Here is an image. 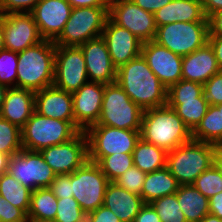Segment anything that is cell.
Returning a JSON list of instances; mask_svg holds the SVG:
<instances>
[{
	"label": "cell",
	"mask_w": 222,
	"mask_h": 222,
	"mask_svg": "<svg viewBox=\"0 0 222 222\" xmlns=\"http://www.w3.org/2000/svg\"><path fill=\"white\" fill-rule=\"evenodd\" d=\"M116 82L141 109L167 105L166 88L142 55L117 69Z\"/></svg>",
	"instance_id": "obj_1"
},
{
	"label": "cell",
	"mask_w": 222,
	"mask_h": 222,
	"mask_svg": "<svg viewBox=\"0 0 222 222\" xmlns=\"http://www.w3.org/2000/svg\"><path fill=\"white\" fill-rule=\"evenodd\" d=\"M140 138L170 152L192 140V132L168 105L143 111Z\"/></svg>",
	"instance_id": "obj_2"
},
{
	"label": "cell",
	"mask_w": 222,
	"mask_h": 222,
	"mask_svg": "<svg viewBox=\"0 0 222 222\" xmlns=\"http://www.w3.org/2000/svg\"><path fill=\"white\" fill-rule=\"evenodd\" d=\"M56 45L51 40L18 52L16 88L34 92L54 83Z\"/></svg>",
	"instance_id": "obj_3"
},
{
	"label": "cell",
	"mask_w": 222,
	"mask_h": 222,
	"mask_svg": "<svg viewBox=\"0 0 222 222\" xmlns=\"http://www.w3.org/2000/svg\"><path fill=\"white\" fill-rule=\"evenodd\" d=\"M216 146L191 140L167 152L166 167L180 185L192 184L214 164Z\"/></svg>",
	"instance_id": "obj_4"
},
{
	"label": "cell",
	"mask_w": 222,
	"mask_h": 222,
	"mask_svg": "<svg viewBox=\"0 0 222 222\" xmlns=\"http://www.w3.org/2000/svg\"><path fill=\"white\" fill-rule=\"evenodd\" d=\"M81 130L75 121L48 118L35 110L21 128L23 149L40 151L44 148L63 144L76 137Z\"/></svg>",
	"instance_id": "obj_5"
},
{
	"label": "cell",
	"mask_w": 222,
	"mask_h": 222,
	"mask_svg": "<svg viewBox=\"0 0 222 222\" xmlns=\"http://www.w3.org/2000/svg\"><path fill=\"white\" fill-rule=\"evenodd\" d=\"M143 111L117 82L104 84L101 115L97 124L126 130H140Z\"/></svg>",
	"instance_id": "obj_6"
},
{
	"label": "cell",
	"mask_w": 222,
	"mask_h": 222,
	"mask_svg": "<svg viewBox=\"0 0 222 222\" xmlns=\"http://www.w3.org/2000/svg\"><path fill=\"white\" fill-rule=\"evenodd\" d=\"M109 7L72 8L61 34L53 41L56 46H80L102 36Z\"/></svg>",
	"instance_id": "obj_7"
},
{
	"label": "cell",
	"mask_w": 222,
	"mask_h": 222,
	"mask_svg": "<svg viewBox=\"0 0 222 222\" xmlns=\"http://www.w3.org/2000/svg\"><path fill=\"white\" fill-rule=\"evenodd\" d=\"M88 139V160L98 163L115 153L132 154L140 140V130H126L95 124L85 131Z\"/></svg>",
	"instance_id": "obj_8"
},
{
	"label": "cell",
	"mask_w": 222,
	"mask_h": 222,
	"mask_svg": "<svg viewBox=\"0 0 222 222\" xmlns=\"http://www.w3.org/2000/svg\"><path fill=\"white\" fill-rule=\"evenodd\" d=\"M208 22H175L157 27L153 41L185 56L208 42Z\"/></svg>",
	"instance_id": "obj_9"
},
{
	"label": "cell",
	"mask_w": 222,
	"mask_h": 222,
	"mask_svg": "<svg viewBox=\"0 0 222 222\" xmlns=\"http://www.w3.org/2000/svg\"><path fill=\"white\" fill-rule=\"evenodd\" d=\"M108 183L99 165L89 160L71 173L73 197L86 214L103 205Z\"/></svg>",
	"instance_id": "obj_10"
},
{
	"label": "cell",
	"mask_w": 222,
	"mask_h": 222,
	"mask_svg": "<svg viewBox=\"0 0 222 222\" xmlns=\"http://www.w3.org/2000/svg\"><path fill=\"white\" fill-rule=\"evenodd\" d=\"M7 172L32 191L49 188L56 173L44 161L39 151L22 149L10 157Z\"/></svg>",
	"instance_id": "obj_11"
},
{
	"label": "cell",
	"mask_w": 222,
	"mask_h": 222,
	"mask_svg": "<svg viewBox=\"0 0 222 222\" xmlns=\"http://www.w3.org/2000/svg\"><path fill=\"white\" fill-rule=\"evenodd\" d=\"M88 81L85 59L80 46H56L53 85L74 93Z\"/></svg>",
	"instance_id": "obj_12"
},
{
	"label": "cell",
	"mask_w": 222,
	"mask_h": 222,
	"mask_svg": "<svg viewBox=\"0 0 222 222\" xmlns=\"http://www.w3.org/2000/svg\"><path fill=\"white\" fill-rule=\"evenodd\" d=\"M108 18L126 28L142 42L153 41L156 35L154 13L143 10L131 0H110Z\"/></svg>",
	"instance_id": "obj_13"
},
{
	"label": "cell",
	"mask_w": 222,
	"mask_h": 222,
	"mask_svg": "<svg viewBox=\"0 0 222 222\" xmlns=\"http://www.w3.org/2000/svg\"><path fill=\"white\" fill-rule=\"evenodd\" d=\"M56 175L71 174L88 160V139L81 131L68 142L39 151Z\"/></svg>",
	"instance_id": "obj_14"
},
{
	"label": "cell",
	"mask_w": 222,
	"mask_h": 222,
	"mask_svg": "<svg viewBox=\"0 0 222 222\" xmlns=\"http://www.w3.org/2000/svg\"><path fill=\"white\" fill-rule=\"evenodd\" d=\"M4 27V49L20 52L44 39L31 13L2 14Z\"/></svg>",
	"instance_id": "obj_15"
},
{
	"label": "cell",
	"mask_w": 222,
	"mask_h": 222,
	"mask_svg": "<svg viewBox=\"0 0 222 222\" xmlns=\"http://www.w3.org/2000/svg\"><path fill=\"white\" fill-rule=\"evenodd\" d=\"M141 55L166 88L182 79L183 56L158 45L155 41L143 42Z\"/></svg>",
	"instance_id": "obj_16"
},
{
	"label": "cell",
	"mask_w": 222,
	"mask_h": 222,
	"mask_svg": "<svg viewBox=\"0 0 222 222\" xmlns=\"http://www.w3.org/2000/svg\"><path fill=\"white\" fill-rule=\"evenodd\" d=\"M103 96L104 84L93 81L86 82L72 93L75 124L81 131L97 124L101 115Z\"/></svg>",
	"instance_id": "obj_17"
},
{
	"label": "cell",
	"mask_w": 222,
	"mask_h": 222,
	"mask_svg": "<svg viewBox=\"0 0 222 222\" xmlns=\"http://www.w3.org/2000/svg\"><path fill=\"white\" fill-rule=\"evenodd\" d=\"M113 65L118 69L141 55L142 41L109 18L102 32Z\"/></svg>",
	"instance_id": "obj_18"
},
{
	"label": "cell",
	"mask_w": 222,
	"mask_h": 222,
	"mask_svg": "<svg viewBox=\"0 0 222 222\" xmlns=\"http://www.w3.org/2000/svg\"><path fill=\"white\" fill-rule=\"evenodd\" d=\"M85 59L88 80L110 84L116 82L117 68L110 58L107 44L102 36L80 45Z\"/></svg>",
	"instance_id": "obj_19"
},
{
	"label": "cell",
	"mask_w": 222,
	"mask_h": 222,
	"mask_svg": "<svg viewBox=\"0 0 222 222\" xmlns=\"http://www.w3.org/2000/svg\"><path fill=\"white\" fill-rule=\"evenodd\" d=\"M72 6L66 0H41L31 14L44 40L54 41L70 17Z\"/></svg>",
	"instance_id": "obj_20"
},
{
	"label": "cell",
	"mask_w": 222,
	"mask_h": 222,
	"mask_svg": "<svg viewBox=\"0 0 222 222\" xmlns=\"http://www.w3.org/2000/svg\"><path fill=\"white\" fill-rule=\"evenodd\" d=\"M34 110L48 118L75 121L72 93L54 85L35 92Z\"/></svg>",
	"instance_id": "obj_21"
},
{
	"label": "cell",
	"mask_w": 222,
	"mask_h": 222,
	"mask_svg": "<svg viewBox=\"0 0 222 222\" xmlns=\"http://www.w3.org/2000/svg\"><path fill=\"white\" fill-rule=\"evenodd\" d=\"M215 53L209 42L182 58V79L204 85L220 72Z\"/></svg>",
	"instance_id": "obj_22"
},
{
	"label": "cell",
	"mask_w": 222,
	"mask_h": 222,
	"mask_svg": "<svg viewBox=\"0 0 222 222\" xmlns=\"http://www.w3.org/2000/svg\"><path fill=\"white\" fill-rule=\"evenodd\" d=\"M35 92L11 87L5 94L0 117L22 128L34 112Z\"/></svg>",
	"instance_id": "obj_23"
},
{
	"label": "cell",
	"mask_w": 222,
	"mask_h": 222,
	"mask_svg": "<svg viewBox=\"0 0 222 222\" xmlns=\"http://www.w3.org/2000/svg\"><path fill=\"white\" fill-rule=\"evenodd\" d=\"M144 204L140 195L123 189L115 182L108 183L103 205L110 209L121 222H134Z\"/></svg>",
	"instance_id": "obj_24"
},
{
	"label": "cell",
	"mask_w": 222,
	"mask_h": 222,
	"mask_svg": "<svg viewBox=\"0 0 222 222\" xmlns=\"http://www.w3.org/2000/svg\"><path fill=\"white\" fill-rule=\"evenodd\" d=\"M156 26L175 22H208L201 0H172L154 13Z\"/></svg>",
	"instance_id": "obj_25"
},
{
	"label": "cell",
	"mask_w": 222,
	"mask_h": 222,
	"mask_svg": "<svg viewBox=\"0 0 222 222\" xmlns=\"http://www.w3.org/2000/svg\"><path fill=\"white\" fill-rule=\"evenodd\" d=\"M179 186L177 179L165 167L146 174L140 196L144 203H151L155 199L175 194Z\"/></svg>",
	"instance_id": "obj_26"
},
{
	"label": "cell",
	"mask_w": 222,
	"mask_h": 222,
	"mask_svg": "<svg viewBox=\"0 0 222 222\" xmlns=\"http://www.w3.org/2000/svg\"><path fill=\"white\" fill-rule=\"evenodd\" d=\"M176 196L187 222H199L209 214V199L192 184L180 185Z\"/></svg>",
	"instance_id": "obj_27"
},
{
	"label": "cell",
	"mask_w": 222,
	"mask_h": 222,
	"mask_svg": "<svg viewBox=\"0 0 222 222\" xmlns=\"http://www.w3.org/2000/svg\"><path fill=\"white\" fill-rule=\"evenodd\" d=\"M192 140L222 145V103L209 105L205 116L192 131Z\"/></svg>",
	"instance_id": "obj_28"
},
{
	"label": "cell",
	"mask_w": 222,
	"mask_h": 222,
	"mask_svg": "<svg viewBox=\"0 0 222 222\" xmlns=\"http://www.w3.org/2000/svg\"><path fill=\"white\" fill-rule=\"evenodd\" d=\"M57 197L49 188H38L31 192L29 222H53L57 213Z\"/></svg>",
	"instance_id": "obj_29"
},
{
	"label": "cell",
	"mask_w": 222,
	"mask_h": 222,
	"mask_svg": "<svg viewBox=\"0 0 222 222\" xmlns=\"http://www.w3.org/2000/svg\"><path fill=\"white\" fill-rule=\"evenodd\" d=\"M133 165L148 174L166 167L167 152L141 138L133 150Z\"/></svg>",
	"instance_id": "obj_30"
},
{
	"label": "cell",
	"mask_w": 222,
	"mask_h": 222,
	"mask_svg": "<svg viewBox=\"0 0 222 222\" xmlns=\"http://www.w3.org/2000/svg\"><path fill=\"white\" fill-rule=\"evenodd\" d=\"M167 105L177 113L191 132L200 123L209 107L203 97L189 100H167Z\"/></svg>",
	"instance_id": "obj_31"
},
{
	"label": "cell",
	"mask_w": 222,
	"mask_h": 222,
	"mask_svg": "<svg viewBox=\"0 0 222 222\" xmlns=\"http://www.w3.org/2000/svg\"><path fill=\"white\" fill-rule=\"evenodd\" d=\"M32 190L23 186L8 172L0 175V194L13 206L28 214Z\"/></svg>",
	"instance_id": "obj_32"
},
{
	"label": "cell",
	"mask_w": 222,
	"mask_h": 222,
	"mask_svg": "<svg viewBox=\"0 0 222 222\" xmlns=\"http://www.w3.org/2000/svg\"><path fill=\"white\" fill-rule=\"evenodd\" d=\"M22 149L21 128L0 117V152L11 157Z\"/></svg>",
	"instance_id": "obj_33"
},
{
	"label": "cell",
	"mask_w": 222,
	"mask_h": 222,
	"mask_svg": "<svg viewBox=\"0 0 222 222\" xmlns=\"http://www.w3.org/2000/svg\"><path fill=\"white\" fill-rule=\"evenodd\" d=\"M109 182H114L127 169L133 166V155L127 153H115L103 157L98 163Z\"/></svg>",
	"instance_id": "obj_34"
},
{
	"label": "cell",
	"mask_w": 222,
	"mask_h": 222,
	"mask_svg": "<svg viewBox=\"0 0 222 222\" xmlns=\"http://www.w3.org/2000/svg\"><path fill=\"white\" fill-rule=\"evenodd\" d=\"M150 204L155 209L161 222H187L178 203L176 193L155 199Z\"/></svg>",
	"instance_id": "obj_35"
},
{
	"label": "cell",
	"mask_w": 222,
	"mask_h": 222,
	"mask_svg": "<svg viewBox=\"0 0 222 222\" xmlns=\"http://www.w3.org/2000/svg\"><path fill=\"white\" fill-rule=\"evenodd\" d=\"M208 199L222 192V174L213 164L203 171L192 183Z\"/></svg>",
	"instance_id": "obj_36"
},
{
	"label": "cell",
	"mask_w": 222,
	"mask_h": 222,
	"mask_svg": "<svg viewBox=\"0 0 222 222\" xmlns=\"http://www.w3.org/2000/svg\"><path fill=\"white\" fill-rule=\"evenodd\" d=\"M57 213L53 222H85L86 213L74 197L57 200Z\"/></svg>",
	"instance_id": "obj_37"
},
{
	"label": "cell",
	"mask_w": 222,
	"mask_h": 222,
	"mask_svg": "<svg viewBox=\"0 0 222 222\" xmlns=\"http://www.w3.org/2000/svg\"><path fill=\"white\" fill-rule=\"evenodd\" d=\"M18 52L0 50V84L16 87Z\"/></svg>",
	"instance_id": "obj_38"
},
{
	"label": "cell",
	"mask_w": 222,
	"mask_h": 222,
	"mask_svg": "<svg viewBox=\"0 0 222 222\" xmlns=\"http://www.w3.org/2000/svg\"><path fill=\"white\" fill-rule=\"evenodd\" d=\"M203 89L202 84L181 79L168 88L167 100H189L202 97Z\"/></svg>",
	"instance_id": "obj_39"
},
{
	"label": "cell",
	"mask_w": 222,
	"mask_h": 222,
	"mask_svg": "<svg viewBox=\"0 0 222 222\" xmlns=\"http://www.w3.org/2000/svg\"><path fill=\"white\" fill-rule=\"evenodd\" d=\"M145 177L146 173H144L139 168L133 165L131 168L127 169L120 177H118V179H116L114 182L123 189L140 195Z\"/></svg>",
	"instance_id": "obj_40"
},
{
	"label": "cell",
	"mask_w": 222,
	"mask_h": 222,
	"mask_svg": "<svg viewBox=\"0 0 222 222\" xmlns=\"http://www.w3.org/2000/svg\"><path fill=\"white\" fill-rule=\"evenodd\" d=\"M203 86L202 97L209 105L222 103V70L213 75Z\"/></svg>",
	"instance_id": "obj_41"
},
{
	"label": "cell",
	"mask_w": 222,
	"mask_h": 222,
	"mask_svg": "<svg viewBox=\"0 0 222 222\" xmlns=\"http://www.w3.org/2000/svg\"><path fill=\"white\" fill-rule=\"evenodd\" d=\"M0 222H29L27 214L0 194Z\"/></svg>",
	"instance_id": "obj_42"
},
{
	"label": "cell",
	"mask_w": 222,
	"mask_h": 222,
	"mask_svg": "<svg viewBox=\"0 0 222 222\" xmlns=\"http://www.w3.org/2000/svg\"><path fill=\"white\" fill-rule=\"evenodd\" d=\"M41 0H0V14L31 13Z\"/></svg>",
	"instance_id": "obj_43"
},
{
	"label": "cell",
	"mask_w": 222,
	"mask_h": 222,
	"mask_svg": "<svg viewBox=\"0 0 222 222\" xmlns=\"http://www.w3.org/2000/svg\"><path fill=\"white\" fill-rule=\"evenodd\" d=\"M49 189L57 199L73 197L71 174L56 175L55 179L51 182Z\"/></svg>",
	"instance_id": "obj_44"
},
{
	"label": "cell",
	"mask_w": 222,
	"mask_h": 222,
	"mask_svg": "<svg viewBox=\"0 0 222 222\" xmlns=\"http://www.w3.org/2000/svg\"><path fill=\"white\" fill-rule=\"evenodd\" d=\"M85 222H121V220L104 205L86 214Z\"/></svg>",
	"instance_id": "obj_45"
},
{
	"label": "cell",
	"mask_w": 222,
	"mask_h": 222,
	"mask_svg": "<svg viewBox=\"0 0 222 222\" xmlns=\"http://www.w3.org/2000/svg\"><path fill=\"white\" fill-rule=\"evenodd\" d=\"M134 222H161V220L152 205L145 203L136 215Z\"/></svg>",
	"instance_id": "obj_46"
},
{
	"label": "cell",
	"mask_w": 222,
	"mask_h": 222,
	"mask_svg": "<svg viewBox=\"0 0 222 222\" xmlns=\"http://www.w3.org/2000/svg\"><path fill=\"white\" fill-rule=\"evenodd\" d=\"M138 7L145 11L155 13L156 11L168 5L172 0H131Z\"/></svg>",
	"instance_id": "obj_47"
},
{
	"label": "cell",
	"mask_w": 222,
	"mask_h": 222,
	"mask_svg": "<svg viewBox=\"0 0 222 222\" xmlns=\"http://www.w3.org/2000/svg\"><path fill=\"white\" fill-rule=\"evenodd\" d=\"M209 35L222 36V10L208 17Z\"/></svg>",
	"instance_id": "obj_48"
},
{
	"label": "cell",
	"mask_w": 222,
	"mask_h": 222,
	"mask_svg": "<svg viewBox=\"0 0 222 222\" xmlns=\"http://www.w3.org/2000/svg\"><path fill=\"white\" fill-rule=\"evenodd\" d=\"M73 8L109 7L110 0H66Z\"/></svg>",
	"instance_id": "obj_49"
},
{
	"label": "cell",
	"mask_w": 222,
	"mask_h": 222,
	"mask_svg": "<svg viewBox=\"0 0 222 222\" xmlns=\"http://www.w3.org/2000/svg\"><path fill=\"white\" fill-rule=\"evenodd\" d=\"M208 42L212 46L218 66L222 70V36L208 35Z\"/></svg>",
	"instance_id": "obj_50"
},
{
	"label": "cell",
	"mask_w": 222,
	"mask_h": 222,
	"mask_svg": "<svg viewBox=\"0 0 222 222\" xmlns=\"http://www.w3.org/2000/svg\"><path fill=\"white\" fill-rule=\"evenodd\" d=\"M209 214L222 220V192L209 198Z\"/></svg>",
	"instance_id": "obj_51"
},
{
	"label": "cell",
	"mask_w": 222,
	"mask_h": 222,
	"mask_svg": "<svg viewBox=\"0 0 222 222\" xmlns=\"http://www.w3.org/2000/svg\"><path fill=\"white\" fill-rule=\"evenodd\" d=\"M201 3L207 18L211 14L222 10V0H201Z\"/></svg>",
	"instance_id": "obj_52"
},
{
	"label": "cell",
	"mask_w": 222,
	"mask_h": 222,
	"mask_svg": "<svg viewBox=\"0 0 222 222\" xmlns=\"http://www.w3.org/2000/svg\"><path fill=\"white\" fill-rule=\"evenodd\" d=\"M214 165L218 171L222 174V145L216 146Z\"/></svg>",
	"instance_id": "obj_53"
},
{
	"label": "cell",
	"mask_w": 222,
	"mask_h": 222,
	"mask_svg": "<svg viewBox=\"0 0 222 222\" xmlns=\"http://www.w3.org/2000/svg\"><path fill=\"white\" fill-rule=\"evenodd\" d=\"M9 159L10 156L8 154L0 152V175L7 172Z\"/></svg>",
	"instance_id": "obj_54"
},
{
	"label": "cell",
	"mask_w": 222,
	"mask_h": 222,
	"mask_svg": "<svg viewBox=\"0 0 222 222\" xmlns=\"http://www.w3.org/2000/svg\"><path fill=\"white\" fill-rule=\"evenodd\" d=\"M3 49H4V27H3L2 14H0V50Z\"/></svg>",
	"instance_id": "obj_55"
},
{
	"label": "cell",
	"mask_w": 222,
	"mask_h": 222,
	"mask_svg": "<svg viewBox=\"0 0 222 222\" xmlns=\"http://www.w3.org/2000/svg\"><path fill=\"white\" fill-rule=\"evenodd\" d=\"M199 222H222L221 219L218 217L212 215V214H207L202 220Z\"/></svg>",
	"instance_id": "obj_56"
},
{
	"label": "cell",
	"mask_w": 222,
	"mask_h": 222,
	"mask_svg": "<svg viewBox=\"0 0 222 222\" xmlns=\"http://www.w3.org/2000/svg\"><path fill=\"white\" fill-rule=\"evenodd\" d=\"M7 89H8L7 86H5L3 84H0V110L2 108V105H3L4 99H5V94H6Z\"/></svg>",
	"instance_id": "obj_57"
}]
</instances>
